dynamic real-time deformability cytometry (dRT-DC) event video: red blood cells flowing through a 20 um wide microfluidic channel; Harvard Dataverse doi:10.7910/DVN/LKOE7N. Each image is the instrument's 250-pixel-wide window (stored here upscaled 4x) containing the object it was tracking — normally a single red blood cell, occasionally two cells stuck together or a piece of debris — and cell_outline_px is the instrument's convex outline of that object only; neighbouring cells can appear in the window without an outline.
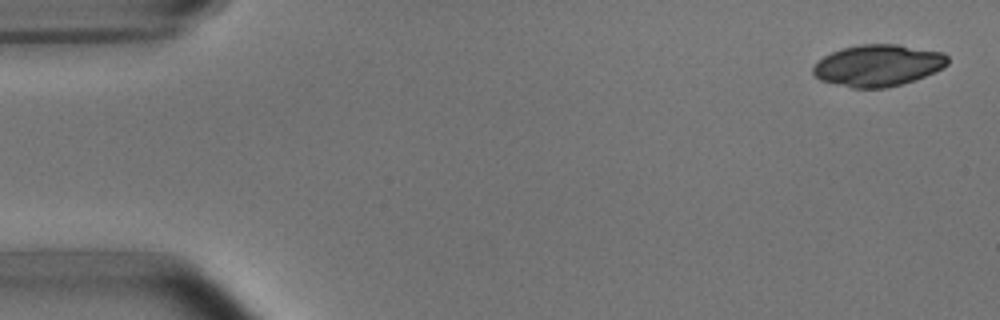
{"species": "common noctule bat (a hibernating species)", "species_latin": "Nyctalus noctula", "temperature_condition": "room temperature", "stored_images_in_passage": 5, "camera_frame_rate_fps": 3000, "um_per_image_px": 0.085, "animal": {"sex": "male", "body_mass_g": 15.6}, "frame": {"image": 1, "passage_image": 1, "time_ms": 0.0, "image_size_px": [1000, 320], "cell_outline_px": [[948, 64], [924, 76], [900, 84], [884, 88], [852, 88], [820, 80], [812, 72], [812, 68], [824, 56], [832, 52], [844, 48], [860, 44], [896, 44], [944, 52], [948, 56]], "centroid_in_image_um": [74.62, 5.55], "position_along_channel_um": 10.4, "area_um2": 32.31}}